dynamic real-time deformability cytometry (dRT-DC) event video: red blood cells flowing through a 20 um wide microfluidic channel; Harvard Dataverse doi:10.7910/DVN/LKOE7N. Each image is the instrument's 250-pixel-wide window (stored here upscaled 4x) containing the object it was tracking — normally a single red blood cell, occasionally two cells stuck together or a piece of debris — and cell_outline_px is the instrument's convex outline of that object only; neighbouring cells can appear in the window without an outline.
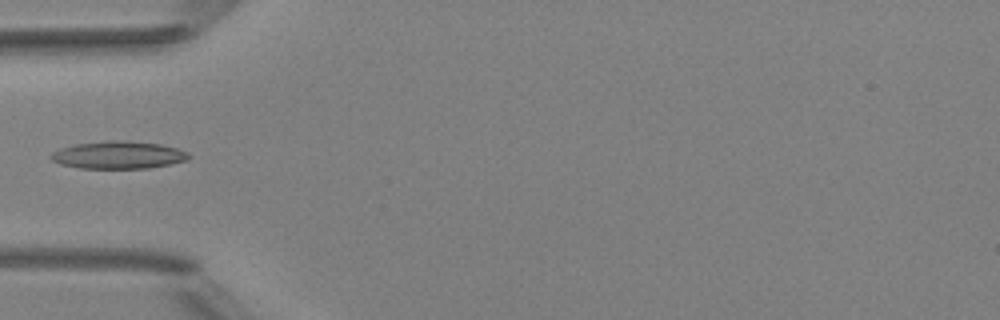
{"species": "Egyptian fruit bat (a non-hibernating species)", "species_latin": "Rousettus aegyptiacus", "temperature_condition": "room temperature", "stored_images_in_passage": 6, "camera_frame_rate_fps": 3000, "um_per_image_px": 0.085, "animal": {"sex": "female"}, "frame": {"image": 1, "passage_image": 5, "time_ms": 4.667, "image_size_px": [1000, 320], "cell_outline_px": [[192, 156], [188, 160], [148, 168], [80, 168], [60, 164], [52, 160], [48, 156], [52, 152], [60, 148], [76, 144], [112, 140], [128, 140], [160, 144], [176, 148], [188, 152]], "centroid_in_image_um": [10.06, 13.17], "position_along_channel_um": 74.9, "area_um2": 22.14}}
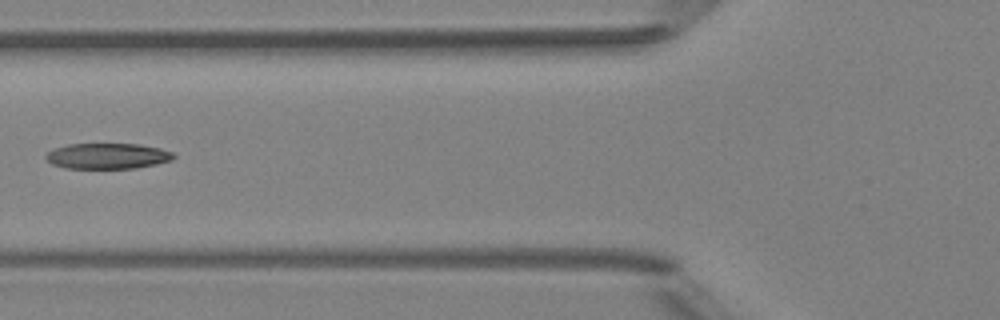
{"frame": {"image": 2, "passage_image": 6, "time_ms": 5.667, "image_size_px": [1000, 320], "cell_outline_px": [[176, 156], [172, 160], [156, 164], [136, 168], [64, 168], [52, 164], [44, 156], [52, 148], [68, 144], [140, 144], [160, 148], [172, 152]], "centroid_in_image_um": [9.13, 13.26], "position_along_channel_um": 116.7, "area_um2": 19.19}}